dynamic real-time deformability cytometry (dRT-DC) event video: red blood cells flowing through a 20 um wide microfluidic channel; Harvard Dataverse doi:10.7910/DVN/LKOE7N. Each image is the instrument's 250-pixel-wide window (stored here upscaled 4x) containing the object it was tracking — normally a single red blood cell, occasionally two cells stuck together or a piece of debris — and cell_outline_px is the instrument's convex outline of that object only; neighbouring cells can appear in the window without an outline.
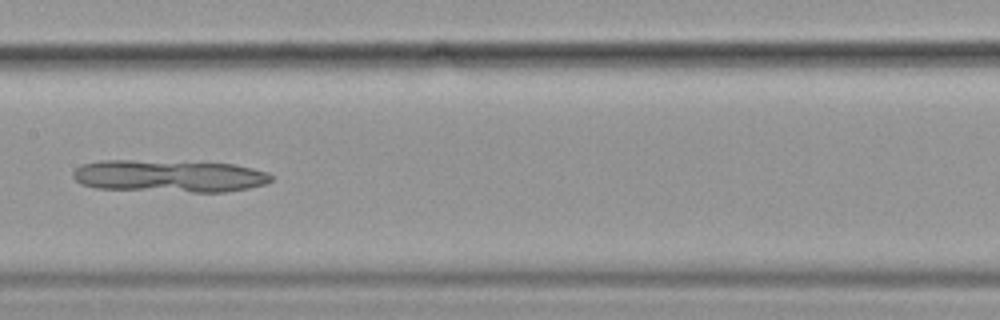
{"species": "common noctule bat (a hibernating species)", "species_latin": "Nyctalus noctula", "temperature_condition": "cold", "stored_images_in_passage": 46, "camera_frame_rate_fps": 3000, "um_per_image_px": 0.085, "animal": {"sex": "female", "body_mass_g": 19.9}, "frame": {"image": 1, "passage_image": 19, "time_ms": 6.0, "image_size_px": [1000, 320], "cell_outline_px": [[272, 180], [264, 184], [248, 188], [224, 192], [192, 192], [96, 188], [80, 184], [72, 176], [72, 172], [80, 164], [100, 160], [132, 160], [232, 164], [252, 168], [268, 172], [272, 176]], "centroid_in_image_um": [14.34, 14.96], "position_along_channel_um": 193.1, "area_um2": 37.22}}
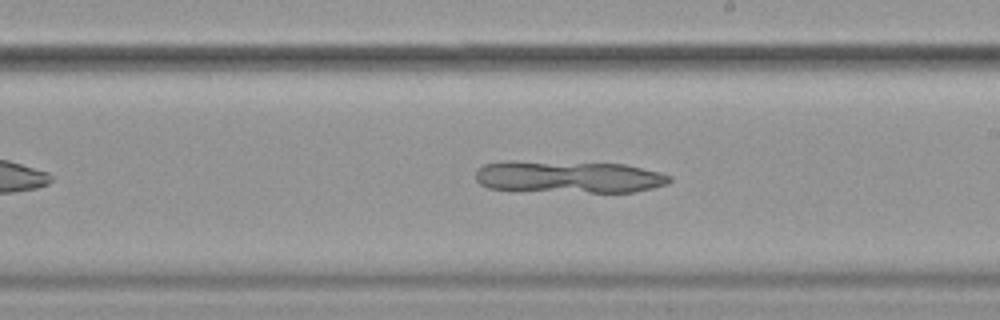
{"frame": {"image": 2, "passage_image": 23, "time_ms": 7.333, "image_size_px": [1000, 320], "cell_outline_px": [[672, 180], [668, 184], [652, 188], [632, 192], [588, 192], [488, 188], [480, 184], [476, 180], [476, 168], [484, 164], [504, 160], [512, 160], [624, 164], [660, 172], [672, 176]], "centroid_in_image_um": [48.33, 15.01], "position_along_channel_um": 240.7, "area_um2": 36.41}}